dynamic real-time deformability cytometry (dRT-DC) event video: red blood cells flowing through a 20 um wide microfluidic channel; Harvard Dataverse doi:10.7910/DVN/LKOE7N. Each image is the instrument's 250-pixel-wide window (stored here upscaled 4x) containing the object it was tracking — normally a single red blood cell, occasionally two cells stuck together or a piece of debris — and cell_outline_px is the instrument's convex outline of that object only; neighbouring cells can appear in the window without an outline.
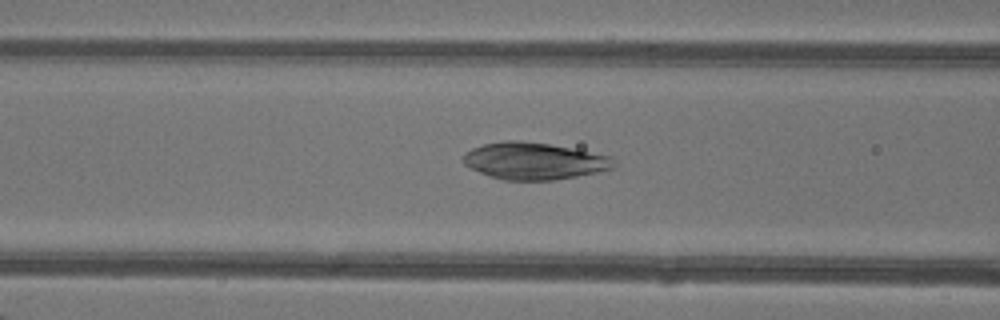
{"species": "common noctule bat (a hibernating species)", "species_latin": "Nyctalus noctula", "temperature_condition": "warm", "stored_images_in_passage": 20, "camera_frame_rate_fps": 3000, "um_per_image_px": 0.085, "animal": {"sex": "female"}, "frame": {"image": 1, "passage_image": 20, "time_ms": 6.333, "image_size_px": [1000, 320], "cell_outline_px": [[616, 164], [612, 168], [596, 172], [576, 176], [552, 180], [504, 180], [480, 172], [464, 164], [464, 156], [472, 148], [484, 144], [504, 140], [520, 140], [548, 144], [612, 156]], "centroid_in_image_um": [45.41, 13.68], "position_along_channel_um": 121.2, "area_um2": 31.96}}